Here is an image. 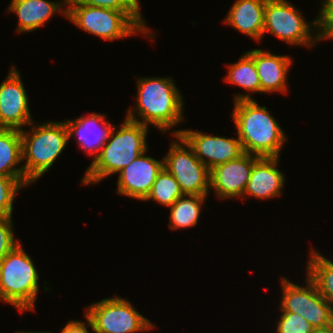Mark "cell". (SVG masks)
<instances>
[{
	"label": "cell",
	"instance_id": "30bf717a",
	"mask_svg": "<svg viewBox=\"0 0 333 333\" xmlns=\"http://www.w3.org/2000/svg\"><path fill=\"white\" fill-rule=\"evenodd\" d=\"M282 299L280 310L303 316L316 329L331 327L332 305L319 293L316 284L307 276L306 287L281 278Z\"/></svg>",
	"mask_w": 333,
	"mask_h": 333
},
{
	"label": "cell",
	"instance_id": "f1b7e54d",
	"mask_svg": "<svg viewBox=\"0 0 333 333\" xmlns=\"http://www.w3.org/2000/svg\"><path fill=\"white\" fill-rule=\"evenodd\" d=\"M319 38L333 39V16H318Z\"/></svg>",
	"mask_w": 333,
	"mask_h": 333
},
{
	"label": "cell",
	"instance_id": "f546056e",
	"mask_svg": "<svg viewBox=\"0 0 333 333\" xmlns=\"http://www.w3.org/2000/svg\"><path fill=\"white\" fill-rule=\"evenodd\" d=\"M87 323L90 326H86L82 321H69L64 328H62V331L60 333H89L88 327L92 329V324L90 319L86 316Z\"/></svg>",
	"mask_w": 333,
	"mask_h": 333
},
{
	"label": "cell",
	"instance_id": "7402d4cb",
	"mask_svg": "<svg viewBox=\"0 0 333 333\" xmlns=\"http://www.w3.org/2000/svg\"><path fill=\"white\" fill-rule=\"evenodd\" d=\"M309 254L307 276L316 284L319 293L333 307V262L314 249Z\"/></svg>",
	"mask_w": 333,
	"mask_h": 333
},
{
	"label": "cell",
	"instance_id": "9a60e30c",
	"mask_svg": "<svg viewBox=\"0 0 333 333\" xmlns=\"http://www.w3.org/2000/svg\"><path fill=\"white\" fill-rule=\"evenodd\" d=\"M278 157H259L253 164L245 195L258 199H268L280 196L285 184L283 173L276 167Z\"/></svg>",
	"mask_w": 333,
	"mask_h": 333
},
{
	"label": "cell",
	"instance_id": "83f0119b",
	"mask_svg": "<svg viewBox=\"0 0 333 333\" xmlns=\"http://www.w3.org/2000/svg\"><path fill=\"white\" fill-rule=\"evenodd\" d=\"M11 217L0 218V261L20 242L14 237Z\"/></svg>",
	"mask_w": 333,
	"mask_h": 333
},
{
	"label": "cell",
	"instance_id": "cb8c5ba5",
	"mask_svg": "<svg viewBox=\"0 0 333 333\" xmlns=\"http://www.w3.org/2000/svg\"><path fill=\"white\" fill-rule=\"evenodd\" d=\"M183 195L179 183L163 168L157 175L149 195L144 201L152 199L164 206L171 207L172 204Z\"/></svg>",
	"mask_w": 333,
	"mask_h": 333
},
{
	"label": "cell",
	"instance_id": "d6986e66",
	"mask_svg": "<svg viewBox=\"0 0 333 333\" xmlns=\"http://www.w3.org/2000/svg\"><path fill=\"white\" fill-rule=\"evenodd\" d=\"M63 5H67V0L63 4L48 0H11L8 11L19 17L17 32H32L43 26L56 12L61 11L66 16L67 10L62 9Z\"/></svg>",
	"mask_w": 333,
	"mask_h": 333
},
{
	"label": "cell",
	"instance_id": "4fadbf2b",
	"mask_svg": "<svg viewBox=\"0 0 333 333\" xmlns=\"http://www.w3.org/2000/svg\"><path fill=\"white\" fill-rule=\"evenodd\" d=\"M259 156L243 153L238 158L219 164L210 170V189L217 198L243 197L254 162Z\"/></svg>",
	"mask_w": 333,
	"mask_h": 333
},
{
	"label": "cell",
	"instance_id": "3957f363",
	"mask_svg": "<svg viewBox=\"0 0 333 333\" xmlns=\"http://www.w3.org/2000/svg\"><path fill=\"white\" fill-rule=\"evenodd\" d=\"M119 127L117 131L116 127L112 126L105 144L87 168L82 184H95L103 178L119 173L147 152L148 126L125 118Z\"/></svg>",
	"mask_w": 333,
	"mask_h": 333
},
{
	"label": "cell",
	"instance_id": "9c48e42d",
	"mask_svg": "<svg viewBox=\"0 0 333 333\" xmlns=\"http://www.w3.org/2000/svg\"><path fill=\"white\" fill-rule=\"evenodd\" d=\"M164 160V168L179 183L183 194L207 196L210 170L195 156L193 149L180 135H175ZM189 150H186L185 148Z\"/></svg>",
	"mask_w": 333,
	"mask_h": 333
},
{
	"label": "cell",
	"instance_id": "277c9868",
	"mask_svg": "<svg viewBox=\"0 0 333 333\" xmlns=\"http://www.w3.org/2000/svg\"><path fill=\"white\" fill-rule=\"evenodd\" d=\"M33 124H30V133L20 130L23 160L26 161L22 166L25 178L31 184L52 167L70 138L65 121Z\"/></svg>",
	"mask_w": 333,
	"mask_h": 333
},
{
	"label": "cell",
	"instance_id": "5bb4252c",
	"mask_svg": "<svg viewBox=\"0 0 333 333\" xmlns=\"http://www.w3.org/2000/svg\"><path fill=\"white\" fill-rule=\"evenodd\" d=\"M145 154H141L119 172L118 194L143 201L149 195L157 175L164 168V160L158 161Z\"/></svg>",
	"mask_w": 333,
	"mask_h": 333
},
{
	"label": "cell",
	"instance_id": "7a4b0ae2",
	"mask_svg": "<svg viewBox=\"0 0 333 333\" xmlns=\"http://www.w3.org/2000/svg\"><path fill=\"white\" fill-rule=\"evenodd\" d=\"M137 81V108L128 109L127 119L146 126L151 123L163 133L184 120L183 98L173 79L145 77ZM136 112L143 121L135 117Z\"/></svg>",
	"mask_w": 333,
	"mask_h": 333
},
{
	"label": "cell",
	"instance_id": "52a82bcc",
	"mask_svg": "<svg viewBox=\"0 0 333 333\" xmlns=\"http://www.w3.org/2000/svg\"><path fill=\"white\" fill-rule=\"evenodd\" d=\"M289 3L286 0H266L263 33L270 32L289 45L313 46L320 41L318 18L311 24L306 23L297 8ZM312 26L317 31L315 37L312 36Z\"/></svg>",
	"mask_w": 333,
	"mask_h": 333
},
{
	"label": "cell",
	"instance_id": "2e32d148",
	"mask_svg": "<svg viewBox=\"0 0 333 333\" xmlns=\"http://www.w3.org/2000/svg\"><path fill=\"white\" fill-rule=\"evenodd\" d=\"M253 57L260 79L261 93L287 92V72L292 64L289 56L274 55L262 49L248 51Z\"/></svg>",
	"mask_w": 333,
	"mask_h": 333
},
{
	"label": "cell",
	"instance_id": "8fae6325",
	"mask_svg": "<svg viewBox=\"0 0 333 333\" xmlns=\"http://www.w3.org/2000/svg\"><path fill=\"white\" fill-rule=\"evenodd\" d=\"M193 149L195 156L209 169L238 158L244 153L238 137L211 136L193 130H174Z\"/></svg>",
	"mask_w": 333,
	"mask_h": 333
},
{
	"label": "cell",
	"instance_id": "603a6c76",
	"mask_svg": "<svg viewBox=\"0 0 333 333\" xmlns=\"http://www.w3.org/2000/svg\"><path fill=\"white\" fill-rule=\"evenodd\" d=\"M228 74L225 77L227 82L235 84L250 92H260L261 85L257 68L253 57L244 53L237 63L228 65Z\"/></svg>",
	"mask_w": 333,
	"mask_h": 333
},
{
	"label": "cell",
	"instance_id": "ffe728a7",
	"mask_svg": "<svg viewBox=\"0 0 333 333\" xmlns=\"http://www.w3.org/2000/svg\"><path fill=\"white\" fill-rule=\"evenodd\" d=\"M22 138L18 129L0 128V175L15 179H26L23 166Z\"/></svg>",
	"mask_w": 333,
	"mask_h": 333
},
{
	"label": "cell",
	"instance_id": "6da1fadb",
	"mask_svg": "<svg viewBox=\"0 0 333 333\" xmlns=\"http://www.w3.org/2000/svg\"><path fill=\"white\" fill-rule=\"evenodd\" d=\"M234 98L231 115L243 151L259 157L279 158L286 136L278 122L249 94H238Z\"/></svg>",
	"mask_w": 333,
	"mask_h": 333
},
{
	"label": "cell",
	"instance_id": "d6a6232c",
	"mask_svg": "<svg viewBox=\"0 0 333 333\" xmlns=\"http://www.w3.org/2000/svg\"><path fill=\"white\" fill-rule=\"evenodd\" d=\"M16 333H51V332H48V331L47 332H42V331L41 332H31V331L30 332H28V331H25V332L24 331L23 332L20 331V332H18L17 331Z\"/></svg>",
	"mask_w": 333,
	"mask_h": 333
},
{
	"label": "cell",
	"instance_id": "ac0fdd59",
	"mask_svg": "<svg viewBox=\"0 0 333 333\" xmlns=\"http://www.w3.org/2000/svg\"><path fill=\"white\" fill-rule=\"evenodd\" d=\"M265 5L266 0H236L224 22L259 41L264 35Z\"/></svg>",
	"mask_w": 333,
	"mask_h": 333
},
{
	"label": "cell",
	"instance_id": "d4e9b609",
	"mask_svg": "<svg viewBox=\"0 0 333 333\" xmlns=\"http://www.w3.org/2000/svg\"><path fill=\"white\" fill-rule=\"evenodd\" d=\"M139 0H67V4H84L125 12L144 32L145 36L154 35L146 28L140 12Z\"/></svg>",
	"mask_w": 333,
	"mask_h": 333
},
{
	"label": "cell",
	"instance_id": "ba28073f",
	"mask_svg": "<svg viewBox=\"0 0 333 333\" xmlns=\"http://www.w3.org/2000/svg\"><path fill=\"white\" fill-rule=\"evenodd\" d=\"M85 316L90 319L95 333H139L154 328L128 300L117 296L91 304Z\"/></svg>",
	"mask_w": 333,
	"mask_h": 333
},
{
	"label": "cell",
	"instance_id": "4dcf8cb0",
	"mask_svg": "<svg viewBox=\"0 0 333 333\" xmlns=\"http://www.w3.org/2000/svg\"><path fill=\"white\" fill-rule=\"evenodd\" d=\"M318 16H333V0H323Z\"/></svg>",
	"mask_w": 333,
	"mask_h": 333
},
{
	"label": "cell",
	"instance_id": "e0dca14e",
	"mask_svg": "<svg viewBox=\"0 0 333 333\" xmlns=\"http://www.w3.org/2000/svg\"><path fill=\"white\" fill-rule=\"evenodd\" d=\"M105 119L104 114L91 113L89 116H81L76 120H67L65 123L69 137L76 134L75 140L77 139L81 148L90 156L96 157L113 126Z\"/></svg>",
	"mask_w": 333,
	"mask_h": 333
},
{
	"label": "cell",
	"instance_id": "8992f818",
	"mask_svg": "<svg viewBox=\"0 0 333 333\" xmlns=\"http://www.w3.org/2000/svg\"><path fill=\"white\" fill-rule=\"evenodd\" d=\"M66 18L78 28L113 41L145 32L123 11L84 4H67Z\"/></svg>",
	"mask_w": 333,
	"mask_h": 333
},
{
	"label": "cell",
	"instance_id": "5b68a950",
	"mask_svg": "<svg viewBox=\"0 0 333 333\" xmlns=\"http://www.w3.org/2000/svg\"><path fill=\"white\" fill-rule=\"evenodd\" d=\"M39 274L33 260L19 243L0 261V301L21 312L34 310Z\"/></svg>",
	"mask_w": 333,
	"mask_h": 333
},
{
	"label": "cell",
	"instance_id": "4316f807",
	"mask_svg": "<svg viewBox=\"0 0 333 333\" xmlns=\"http://www.w3.org/2000/svg\"><path fill=\"white\" fill-rule=\"evenodd\" d=\"M316 328L303 316L283 311L277 323V333H314Z\"/></svg>",
	"mask_w": 333,
	"mask_h": 333
},
{
	"label": "cell",
	"instance_id": "1f68e13d",
	"mask_svg": "<svg viewBox=\"0 0 333 333\" xmlns=\"http://www.w3.org/2000/svg\"><path fill=\"white\" fill-rule=\"evenodd\" d=\"M314 333H333V330L331 327L326 329H316Z\"/></svg>",
	"mask_w": 333,
	"mask_h": 333
},
{
	"label": "cell",
	"instance_id": "44dd1931",
	"mask_svg": "<svg viewBox=\"0 0 333 333\" xmlns=\"http://www.w3.org/2000/svg\"><path fill=\"white\" fill-rule=\"evenodd\" d=\"M187 197V198H186ZM207 196L186 195L179 197L170 208L169 227L172 230L196 226L203 202Z\"/></svg>",
	"mask_w": 333,
	"mask_h": 333
},
{
	"label": "cell",
	"instance_id": "7c38bea8",
	"mask_svg": "<svg viewBox=\"0 0 333 333\" xmlns=\"http://www.w3.org/2000/svg\"><path fill=\"white\" fill-rule=\"evenodd\" d=\"M17 69L11 66L6 79L0 84V128L22 130L33 122L28 96Z\"/></svg>",
	"mask_w": 333,
	"mask_h": 333
},
{
	"label": "cell",
	"instance_id": "484cf974",
	"mask_svg": "<svg viewBox=\"0 0 333 333\" xmlns=\"http://www.w3.org/2000/svg\"><path fill=\"white\" fill-rule=\"evenodd\" d=\"M29 184L31 183L27 179H15L0 175V218L12 217L16 193Z\"/></svg>",
	"mask_w": 333,
	"mask_h": 333
}]
</instances>
